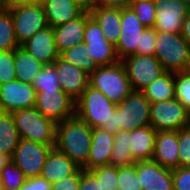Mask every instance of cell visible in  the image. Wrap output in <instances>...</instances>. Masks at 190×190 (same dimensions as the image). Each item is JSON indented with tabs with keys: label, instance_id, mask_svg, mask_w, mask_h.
<instances>
[{
	"label": "cell",
	"instance_id": "obj_1",
	"mask_svg": "<svg viewBox=\"0 0 190 190\" xmlns=\"http://www.w3.org/2000/svg\"><path fill=\"white\" fill-rule=\"evenodd\" d=\"M91 140L92 128L76 114L56 124L55 148L84 170L90 153Z\"/></svg>",
	"mask_w": 190,
	"mask_h": 190
},
{
	"label": "cell",
	"instance_id": "obj_2",
	"mask_svg": "<svg viewBox=\"0 0 190 190\" xmlns=\"http://www.w3.org/2000/svg\"><path fill=\"white\" fill-rule=\"evenodd\" d=\"M117 104L90 85L75 102V114L91 128H102L112 134V114Z\"/></svg>",
	"mask_w": 190,
	"mask_h": 190
},
{
	"label": "cell",
	"instance_id": "obj_3",
	"mask_svg": "<svg viewBox=\"0 0 190 190\" xmlns=\"http://www.w3.org/2000/svg\"><path fill=\"white\" fill-rule=\"evenodd\" d=\"M151 103L142 91L133 90L123 101L117 104L112 114V134L121 131H132L150 125Z\"/></svg>",
	"mask_w": 190,
	"mask_h": 190
},
{
	"label": "cell",
	"instance_id": "obj_4",
	"mask_svg": "<svg viewBox=\"0 0 190 190\" xmlns=\"http://www.w3.org/2000/svg\"><path fill=\"white\" fill-rule=\"evenodd\" d=\"M155 56L166 72L190 70V44L180 33L156 31Z\"/></svg>",
	"mask_w": 190,
	"mask_h": 190
},
{
	"label": "cell",
	"instance_id": "obj_5",
	"mask_svg": "<svg viewBox=\"0 0 190 190\" xmlns=\"http://www.w3.org/2000/svg\"><path fill=\"white\" fill-rule=\"evenodd\" d=\"M89 85L102 92L115 104L123 101L133 91L121 61L113 65L97 67L90 74Z\"/></svg>",
	"mask_w": 190,
	"mask_h": 190
},
{
	"label": "cell",
	"instance_id": "obj_6",
	"mask_svg": "<svg viewBox=\"0 0 190 190\" xmlns=\"http://www.w3.org/2000/svg\"><path fill=\"white\" fill-rule=\"evenodd\" d=\"M12 115L20 138L55 147L56 124L36 107L16 110Z\"/></svg>",
	"mask_w": 190,
	"mask_h": 190
},
{
	"label": "cell",
	"instance_id": "obj_7",
	"mask_svg": "<svg viewBox=\"0 0 190 190\" xmlns=\"http://www.w3.org/2000/svg\"><path fill=\"white\" fill-rule=\"evenodd\" d=\"M15 35L21 46L39 30L48 27L42 4H10Z\"/></svg>",
	"mask_w": 190,
	"mask_h": 190
},
{
	"label": "cell",
	"instance_id": "obj_8",
	"mask_svg": "<svg viewBox=\"0 0 190 190\" xmlns=\"http://www.w3.org/2000/svg\"><path fill=\"white\" fill-rule=\"evenodd\" d=\"M150 125L157 131H178L190 126V112L176 99L151 103Z\"/></svg>",
	"mask_w": 190,
	"mask_h": 190
},
{
	"label": "cell",
	"instance_id": "obj_9",
	"mask_svg": "<svg viewBox=\"0 0 190 190\" xmlns=\"http://www.w3.org/2000/svg\"><path fill=\"white\" fill-rule=\"evenodd\" d=\"M133 90L142 91L166 71L156 56L129 55L121 60Z\"/></svg>",
	"mask_w": 190,
	"mask_h": 190
},
{
	"label": "cell",
	"instance_id": "obj_10",
	"mask_svg": "<svg viewBox=\"0 0 190 190\" xmlns=\"http://www.w3.org/2000/svg\"><path fill=\"white\" fill-rule=\"evenodd\" d=\"M83 43L97 67L113 65L120 61L115 46L104 37L101 27L87 11Z\"/></svg>",
	"mask_w": 190,
	"mask_h": 190
},
{
	"label": "cell",
	"instance_id": "obj_11",
	"mask_svg": "<svg viewBox=\"0 0 190 190\" xmlns=\"http://www.w3.org/2000/svg\"><path fill=\"white\" fill-rule=\"evenodd\" d=\"M53 147L21 138L11 161L27 178L40 176L46 158Z\"/></svg>",
	"mask_w": 190,
	"mask_h": 190
},
{
	"label": "cell",
	"instance_id": "obj_12",
	"mask_svg": "<svg viewBox=\"0 0 190 190\" xmlns=\"http://www.w3.org/2000/svg\"><path fill=\"white\" fill-rule=\"evenodd\" d=\"M35 107L55 124L75 115V101L63 90L36 92Z\"/></svg>",
	"mask_w": 190,
	"mask_h": 190
},
{
	"label": "cell",
	"instance_id": "obj_13",
	"mask_svg": "<svg viewBox=\"0 0 190 190\" xmlns=\"http://www.w3.org/2000/svg\"><path fill=\"white\" fill-rule=\"evenodd\" d=\"M145 29L146 27L129 6L121 8V33L115 46L120 61L129 55L138 54Z\"/></svg>",
	"mask_w": 190,
	"mask_h": 190
},
{
	"label": "cell",
	"instance_id": "obj_14",
	"mask_svg": "<svg viewBox=\"0 0 190 190\" xmlns=\"http://www.w3.org/2000/svg\"><path fill=\"white\" fill-rule=\"evenodd\" d=\"M35 104L36 90L32 84L15 79L0 85V111L13 113Z\"/></svg>",
	"mask_w": 190,
	"mask_h": 190
},
{
	"label": "cell",
	"instance_id": "obj_15",
	"mask_svg": "<svg viewBox=\"0 0 190 190\" xmlns=\"http://www.w3.org/2000/svg\"><path fill=\"white\" fill-rule=\"evenodd\" d=\"M156 20L153 28L166 33H181L190 7L180 0H155Z\"/></svg>",
	"mask_w": 190,
	"mask_h": 190
},
{
	"label": "cell",
	"instance_id": "obj_16",
	"mask_svg": "<svg viewBox=\"0 0 190 190\" xmlns=\"http://www.w3.org/2000/svg\"><path fill=\"white\" fill-rule=\"evenodd\" d=\"M53 65L56 68L62 90L76 102L89 86L90 75L60 57L54 61Z\"/></svg>",
	"mask_w": 190,
	"mask_h": 190
},
{
	"label": "cell",
	"instance_id": "obj_17",
	"mask_svg": "<svg viewBox=\"0 0 190 190\" xmlns=\"http://www.w3.org/2000/svg\"><path fill=\"white\" fill-rule=\"evenodd\" d=\"M136 172L142 190H173L172 169L154 160L137 161Z\"/></svg>",
	"mask_w": 190,
	"mask_h": 190
},
{
	"label": "cell",
	"instance_id": "obj_18",
	"mask_svg": "<svg viewBox=\"0 0 190 190\" xmlns=\"http://www.w3.org/2000/svg\"><path fill=\"white\" fill-rule=\"evenodd\" d=\"M21 47L44 65H52L59 57L55 46L53 28L50 26L39 30Z\"/></svg>",
	"mask_w": 190,
	"mask_h": 190
},
{
	"label": "cell",
	"instance_id": "obj_19",
	"mask_svg": "<svg viewBox=\"0 0 190 190\" xmlns=\"http://www.w3.org/2000/svg\"><path fill=\"white\" fill-rule=\"evenodd\" d=\"M178 131H159L156 134L153 158L162 167H179Z\"/></svg>",
	"mask_w": 190,
	"mask_h": 190
},
{
	"label": "cell",
	"instance_id": "obj_20",
	"mask_svg": "<svg viewBox=\"0 0 190 190\" xmlns=\"http://www.w3.org/2000/svg\"><path fill=\"white\" fill-rule=\"evenodd\" d=\"M115 135L102 128H92V140L86 170L109 165Z\"/></svg>",
	"mask_w": 190,
	"mask_h": 190
},
{
	"label": "cell",
	"instance_id": "obj_21",
	"mask_svg": "<svg viewBox=\"0 0 190 190\" xmlns=\"http://www.w3.org/2000/svg\"><path fill=\"white\" fill-rule=\"evenodd\" d=\"M86 28V11L79 17L53 28L55 46L60 54L83 42Z\"/></svg>",
	"mask_w": 190,
	"mask_h": 190
},
{
	"label": "cell",
	"instance_id": "obj_22",
	"mask_svg": "<svg viewBox=\"0 0 190 190\" xmlns=\"http://www.w3.org/2000/svg\"><path fill=\"white\" fill-rule=\"evenodd\" d=\"M156 134L157 131L151 125L129 132V148L135 162L152 160Z\"/></svg>",
	"mask_w": 190,
	"mask_h": 190
},
{
	"label": "cell",
	"instance_id": "obj_23",
	"mask_svg": "<svg viewBox=\"0 0 190 190\" xmlns=\"http://www.w3.org/2000/svg\"><path fill=\"white\" fill-rule=\"evenodd\" d=\"M89 13L101 27L104 37L116 46L121 33V8L94 7Z\"/></svg>",
	"mask_w": 190,
	"mask_h": 190
},
{
	"label": "cell",
	"instance_id": "obj_24",
	"mask_svg": "<svg viewBox=\"0 0 190 190\" xmlns=\"http://www.w3.org/2000/svg\"><path fill=\"white\" fill-rule=\"evenodd\" d=\"M79 167L55 147L49 152L40 176L54 183L72 175Z\"/></svg>",
	"mask_w": 190,
	"mask_h": 190
},
{
	"label": "cell",
	"instance_id": "obj_25",
	"mask_svg": "<svg viewBox=\"0 0 190 190\" xmlns=\"http://www.w3.org/2000/svg\"><path fill=\"white\" fill-rule=\"evenodd\" d=\"M42 5L47 24L52 28L74 20L84 12L72 0H44Z\"/></svg>",
	"mask_w": 190,
	"mask_h": 190
},
{
	"label": "cell",
	"instance_id": "obj_26",
	"mask_svg": "<svg viewBox=\"0 0 190 190\" xmlns=\"http://www.w3.org/2000/svg\"><path fill=\"white\" fill-rule=\"evenodd\" d=\"M14 62L16 79L30 84L45 66L21 46L14 50Z\"/></svg>",
	"mask_w": 190,
	"mask_h": 190
},
{
	"label": "cell",
	"instance_id": "obj_27",
	"mask_svg": "<svg viewBox=\"0 0 190 190\" xmlns=\"http://www.w3.org/2000/svg\"><path fill=\"white\" fill-rule=\"evenodd\" d=\"M143 94L150 103L172 100L175 98L174 73L165 72L143 90Z\"/></svg>",
	"mask_w": 190,
	"mask_h": 190
},
{
	"label": "cell",
	"instance_id": "obj_28",
	"mask_svg": "<svg viewBox=\"0 0 190 190\" xmlns=\"http://www.w3.org/2000/svg\"><path fill=\"white\" fill-rule=\"evenodd\" d=\"M20 139L12 113L0 111V152L12 157Z\"/></svg>",
	"mask_w": 190,
	"mask_h": 190
},
{
	"label": "cell",
	"instance_id": "obj_29",
	"mask_svg": "<svg viewBox=\"0 0 190 190\" xmlns=\"http://www.w3.org/2000/svg\"><path fill=\"white\" fill-rule=\"evenodd\" d=\"M135 164L129 148V131L119 130L115 134L112 154L109 165L114 167H127Z\"/></svg>",
	"mask_w": 190,
	"mask_h": 190
},
{
	"label": "cell",
	"instance_id": "obj_30",
	"mask_svg": "<svg viewBox=\"0 0 190 190\" xmlns=\"http://www.w3.org/2000/svg\"><path fill=\"white\" fill-rule=\"evenodd\" d=\"M59 57L65 62L86 71L89 75L97 68L95 62L88 54L87 46L83 42L64 50L59 54Z\"/></svg>",
	"mask_w": 190,
	"mask_h": 190
},
{
	"label": "cell",
	"instance_id": "obj_31",
	"mask_svg": "<svg viewBox=\"0 0 190 190\" xmlns=\"http://www.w3.org/2000/svg\"><path fill=\"white\" fill-rule=\"evenodd\" d=\"M19 46L11 11L0 7V51L15 50Z\"/></svg>",
	"mask_w": 190,
	"mask_h": 190
},
{
	"label": "cell",
	"instance_id": "obj_32",
	"mask_svg": "<svg viewBox=\"0 0 190 190\" xmlns=\"http://www.w3.org/2000/svg\"><path fill=\"white\" fill-rule=\"evenodd\" d=\"M1 190H18L27 180L24 172L10 161L1 171Z\"/></svg>",
	"mask_w": 190,
	"mask_h": 190
},
{
	"label": "cell",
	"instance_id": "obj_33",
	"mask_svg": "<svg viewBox=\"0 0 190 190\" xmlns=\"http://www.w3.org/2000/svg\"><path fill=\"white\" fill-rule=\"evenodd\" d=\"M32 86L38 91L62 90L58 80L55 66L45 65L32 82Z\"/></svg>",
	"mask_w": 190,
	"mask_h": 190
},
{
	"label": "cell",
	"instance_id": "obj_34",
	"mask_svg": "<svg viewBox=\"0 0 190 190\" xmlns=\"http://www.w3.org/2000/svg\"><path fill=\"white\" fill-rule=\"evenodd\" d=\"M128 6L134 11L140 22L146 28H153L156 20V6L154 1L130 0Z\"/></svg>",
	"mask_w": 190,
	"mask_h": 190
},
{
	"label": "cell",
	"instance_id": "obj_35",
	"mask_svg": "<svg viewBox=\"0 0 190 190\" xmlns=\"http://www.w3.org/2000/svg\"><path fill=\"white\" fill-rule=\"evenodd\" d=\"M175 98L190 112V70L174 73Z\"/></svg>",
	"mask_w": 190,
	"mask_h": 190
},
{
	"label": "cell",
	"instance_id": "obj_36",
	"mask_svg": "<svg viewBox=\"0 0 190 190\" xmlns=\"http://www.w3.org/2000/svg\"><path fill=\"white\" fill-rule=\"evenodd\" d=\"M98 181H100L101 190H119L118 189V168L111 165H104L89 170Z\"/></svg>",
	"mask_w": 190,
	"mask_h": 190
},
{
	"label": "cell",
	"instance_id": "obj_37",
	"mask_svg": "<svg viewBox=\"0 0 190 190\" xmlns=\"http://www.w3.org/2000/svg\"><path fill=\"white\" fill-rule=\"evenodd\" d=\"M118 189L119 190H142L136 172V162L132 166L118 168Z\"/></svg>",
	"mask_w": 190,
	"mask_h": 190
},
{
	"label": "cell",
	"instance_id": "obj_38",
	"mask_svg": "<svg viewBox=\"0 0 190 190\" xmlns=\"http://www.w3.org/2000/svg\"><path fill=\"white\" fill-rule=\"evenodd\" d=\"M14 50L0 51V85L16 79Z\"/></svg>",
	"mask_w": 190,
	"mask_h": 190
},
{
	"label": "cell",
	"instance_id": "obj_39",
	"mask_svg": "<svg viewBox=\"0 0 190 190\" xmlns=\"http://www.w3.org/2000/svg\"><path fill=\"white\" fill-rule=\"evenodd\" d=\"M179 167H190V126L178 130Z\"/></svg>",
	"mask_w": 190,
	"mask_h": 190
},
{
	"label": "cell",
	"instance_id": "obj_40",
	"mask_svg": "<svg viewBox=\"0 0 190 190\" xmlns=\"http://www.w3.org/2000/svg\"><path fill=\"white\" fill-rule=\"evenodd\" d=\"M156 46V30L146 28L142 33L141 48H138V55L154 56Z\"/></svg>",
	"mask_w": 190,
	"mask_h": 190
},
{
	"label": "cell",
	"instance_id": "obj_41",
	"mask_svg": "<svg viewBox=\"0 0 190 190\" xmlns=\"http://www.w3.org/2000/svg\"><path fill=\"white\" fill-rule=\"evenodd\" d=\"M173 190H190V167L172 169Z\"/></svg>",
	"mask_w": 190,
	"mask_h": 190
},
{
	"label": "cell",
	"instance_id": "obj_42",
	"mask_svg": "<svg viewBox=\"0 0 190 190\" xmlns=\"http://www.w3.org/2000/svg\"><path fill=\"white\" fill-rule=\"evenodd\" d=\"M81 168H78L72 175L52 183V190H79Z\"/></svg>",
	"mask_w": 190,
	"mask_h": 190
},
{
	"label": "cell",
	"instance_id": "obj_43",
	"mask_svg": "<svg viewBox=\"0 0 190 190\" xmlns=\"http://www.w3.org/2000/svg\"><path fill=\"white\" fill-rule=\"evenodd\" d=\"M18 190H52V183L41 176L30 177Z\"/></svg>",
	"mask_w": 190,
	"mask_h": 190
},
{
	"label": "cell",
	"instance_id": "obj_44",
	"mask_svg": "<svg viewBox=\"0 0 190 190\" xmlns=\"http://www.w3.org/2000/svg\"><path fill=\"white\" fill-rule=\"evenodd\" d=\"M79 190H101L100 181L90 171L81 168Z\"/></svg>",
	"mask_w": 190,
	"mask_h": 190
},
{
	"label": "cell",
	"instance_id": "obj_45",
	"mask_svg": "<svg viewBox=\"0 0 190 190\" xmlns=\"http://www.w3.org/2000/svg\"><path fill=\"white\" fill-rule=\"evenodd\" d=\"M130 0H94V7H118L128 6Z\"/></svg>",
	"mask_w": 190,
	"mask_h": 190
},
{
	"label": "cell",
	"instance_id": "obj_46",
	"mask_svg": "<svg viewBox=\"0 0 190 190\" xmlns=\"http://www.w3.org/2000/svg\"><path fill=\"white\" fill-rule=\"evenodd\" d=\"M180 34L190 44V10L188 11L187 17L183 21V25H182Z\"/></svg>",
	"mask_w": 190,
	"mask_h": 190
},
{
	"label": "cell",
	"instance_id": "obj_47",
	"mask_svg": "<svg viewBox=\"0 0 190 190\" xmlns=\"http://www.w3.org/2000/svg\"><path fill=\"white\" fill-rule=\"evenodd\" d=\"M72 1L87 12H89L91 9L94 8V0H72Z\"/></svg>",
	"mask_w": 190,
	"mask_h": 190
},
{
	"label": "cell",
	"instance_id": "obj_48",
	"mask_svg": "<svg viewBox=\"0 0 190 190\" xmlns=\"http://www.w3.org/2000/svg\"><path fill=\"white\" fill-rule=\"evenodd\" d=\"M11 161V157L0 152V171Z\"/></svg>",
	"mask_w": 190,
	"mask_h": 190
},
{
	"label": "cell",
	"instance_id": "obj_49",
	"mask_svg": "<svg viewBox=\"0 0 190 190\" xmlns=\"http://www.w3.org/2000/svg\"><path fill=\"white\" fill-rule=\"evenodd\" d=\"M10 4H37V0H10Z\"/></svg>",
	"mask_w": 190,
	"mask_h": 190
},
{
	"label": "cell",
	"instance_id": "obj_50",
	"mask_svg": "<svg viewBox=\"0 0 190 190\" xmlns=\"http://www.w3.org/2000/svg\"><path fill=\"white\" fill-rule=\"evenodd\" d=\"M10 5V0H0V7H7Z\"/></svg>",
	"mask_w": 190,
	"mask_h": 190
},
{
	"label": "cell",
	"instance_id": "obj_51",
	"mask_svg": "<svg viewBox=\"0 0 190 190\" xmlns=\"http://www.w3.org/2000/svg\"><path fill=\"white\" fill-rule=\"evenodd\" d=\"M184 4H186L188 7H190V0H180Z\"/></svg>",
	"mask_w": 190,
	"mask_h": 190
},
{
	"label": "cell",
	"instance_id": "obj_52",
	"mask_svg": "<svg viewBox=\"0 0 190 190\" xmlns=\"http://www.w3.org/2000/svg\"><path fill=\"white\" fill-rule=\"evenodd\" d=\"M44 0H37V4H42Z\"/></svg>",
	"mask_w": 190,
	"mask_h": 190
}]
</instances>
